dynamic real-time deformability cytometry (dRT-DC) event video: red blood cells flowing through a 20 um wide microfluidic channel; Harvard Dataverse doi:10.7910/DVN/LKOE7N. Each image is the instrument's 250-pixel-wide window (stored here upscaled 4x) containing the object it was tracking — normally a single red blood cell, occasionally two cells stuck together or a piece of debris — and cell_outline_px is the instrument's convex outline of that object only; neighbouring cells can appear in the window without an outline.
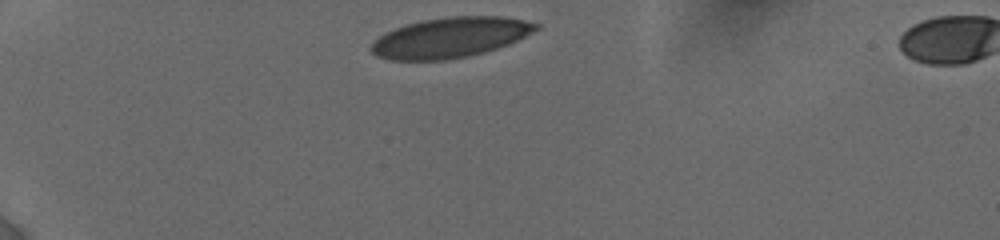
{"species": "human", "species_latin": "Homo sapiens", "temperature_condition": "cold", "stored_images_in_passage": 3, "camera_frame_rate_fps": 3000, "um_per_image_px": 0.085, "donor": {"sex": "female"}, "frame": {"image": 1, "passage_image": 1, "time_ms": 0.0, "image_size_px": [1000, 240], "cell_outline_px": [[540, 28], [508, 44], [484, 52], [468, 56], [444, 60], [388, 60], [376, 56], [368, 48], [372, 40], [396, 28], [420, 20], [448, 16], [504, 16], [524, 20], [540, 24]], "centroid_in_image_um": [38.24, 3.19], "position_along_channel_um": 46.8, "area_um2": 38.67}}
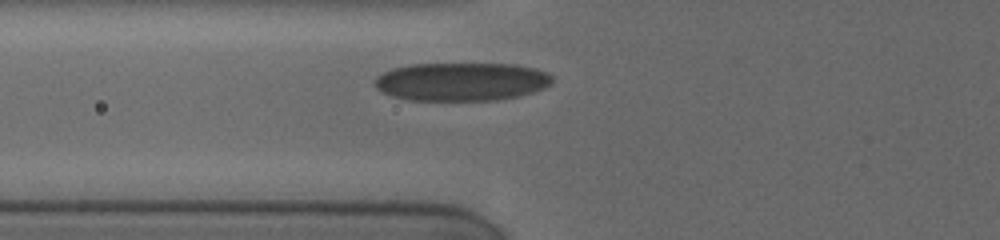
{"frame": {"image": 2, "passage_image": 3, "time_ms": 2.333, "image_size_px": [1000, 240], "cell_outline_px": [[552, 84], [544, 88], [520, 96], [496, 100], [408, 100], [392, 96], [376, 88], [372, 80], [376, 76], [392, 68], [412, 64], [516, 64], [536, 68], [548, 72], [552, 76]], "centroid_in_image_um": [39.23, 6.93], "position_along_channel_um": 86.6, "area_um2": 39.94}}